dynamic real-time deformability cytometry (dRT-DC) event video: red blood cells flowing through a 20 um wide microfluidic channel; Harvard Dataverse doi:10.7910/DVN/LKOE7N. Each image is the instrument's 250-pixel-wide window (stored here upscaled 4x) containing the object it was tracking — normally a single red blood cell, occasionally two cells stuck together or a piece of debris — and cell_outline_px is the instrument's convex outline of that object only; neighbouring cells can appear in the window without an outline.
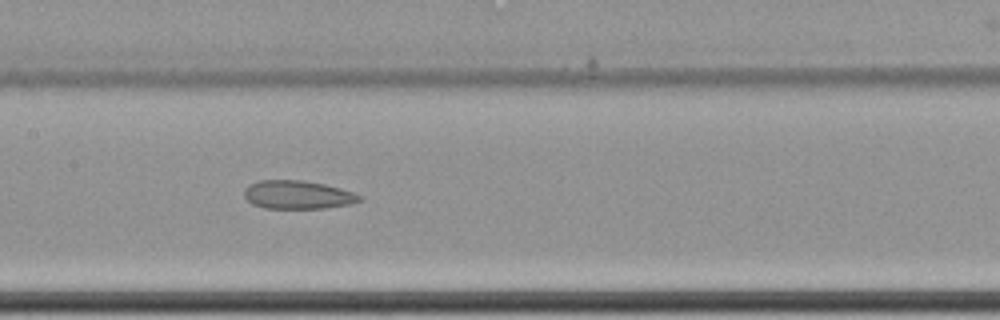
{"species": "common noctule bat (a hibernating species)", "species_latin": "Nyctalus noctula", "temperature_condition": "cold", "stored_images_in_passage": 15, "camera_frame_rate_fps": 3000, "um_per_image_px": 0.085, "animal": {"sex": "female", "body_mass_g": 22.7, "forearm_length_mm": 54.2}, "frame": {"image": 1, "passage_image": 9, "time_ms": 2.667, "image_size_px": [1000, 320], "cell_outline_px": [[364, 200], [352, 204], [324, 208], [264, 208], [252, 204], [244, 196], [244, 188], [248, 184], [260, 180], [304, 180], [324, 184], [356, 192], [364, 196]], "centroid_in_image_um": [25.35, 16.55], "position_along_channel_um": 182.0, "area_um2": 19.42}}
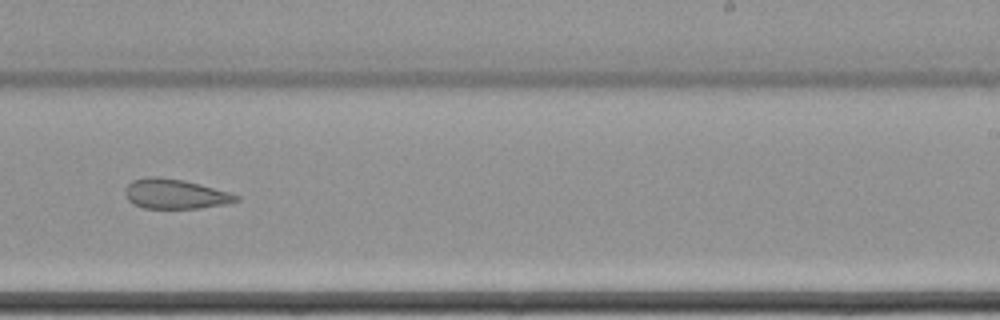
{"frame": {"image": 2, "passage_image": 11, "time_ms": 3.333, "image_size_px": [1000, 320], "cell_outline_px": [[240, 200], [228, 204], [200, 208], [144, 208], [132, 204], [128, 200], [124, 192], [124, 188], [132, 180], [148, 176], [156, 176], [184, 180], [200, 184], [228, 192], [240, 196]], "centroid_in_image_um": [14.87, 16.48], "position_along_channel_um": 274.1, "area_um2": 19.42}}
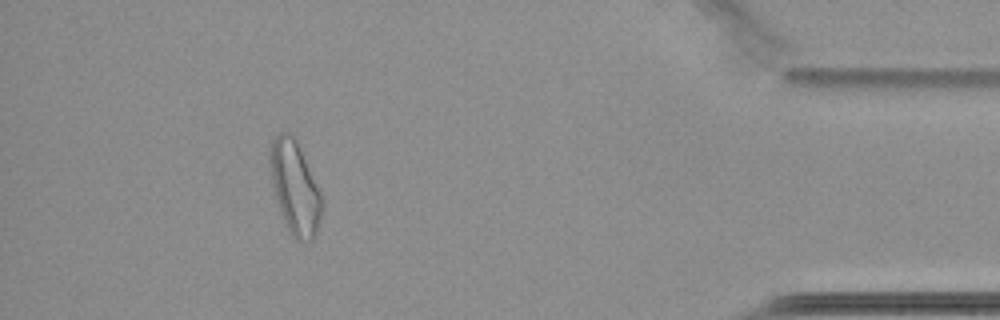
{"frame": {"image": 3, "passage_image": 15, "time_ms": 4.667, "image_size_px": [1000, 320], "cell_outline_px": [[324, 204], [316, 236], [312, 240], [296, 240], [288, 232], [284, 224], [272, 184], [268, 160], [268, 156], [272, 140], [280, 132], [288, 132], [296, 140], [300, 148], [324, 200]], "centroid_in_image_um": [25.06, 15.98], "position_along_channel_um": 410.1, "area_um2": 28.26}}